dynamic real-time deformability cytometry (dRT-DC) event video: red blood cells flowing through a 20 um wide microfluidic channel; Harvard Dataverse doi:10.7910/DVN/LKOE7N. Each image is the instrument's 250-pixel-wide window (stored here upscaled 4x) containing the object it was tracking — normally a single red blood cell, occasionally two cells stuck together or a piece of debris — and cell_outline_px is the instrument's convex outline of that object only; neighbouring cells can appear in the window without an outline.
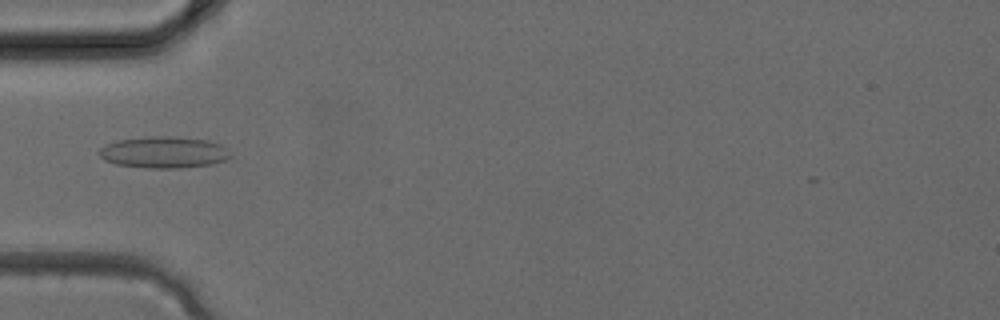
{"species": "common noctule bat (a hibernating species)", "species_latin": "Nyctalus noctula", "temperature_condition": "cold", "stored_images_in_passage": 2, "camera_frame_rate_fps": 3000, "um_per_image_px": 0.085, "animal": {"sex": "female", "body_mass_g": 24.6, "forearm_length_mm": 56.2}, "frame": {"image": 1, "passage_image": 2, "time_ms": 0.333, "image_size_px": [1000, 320], "cell_outline_px": [[232, 156], [228, 160], [212, 164], [180, 168], [148, 168], [116, 164], [104, 160], [96, 152], [104, 144], [120, 140], [148, 136], [176, 136], [208, 140], [220, 144], [228, 148]], "centroid_in_image_um": [13.95, 12.94], "position_along_channel_um": 71.1, "area_um2": 24.51}}